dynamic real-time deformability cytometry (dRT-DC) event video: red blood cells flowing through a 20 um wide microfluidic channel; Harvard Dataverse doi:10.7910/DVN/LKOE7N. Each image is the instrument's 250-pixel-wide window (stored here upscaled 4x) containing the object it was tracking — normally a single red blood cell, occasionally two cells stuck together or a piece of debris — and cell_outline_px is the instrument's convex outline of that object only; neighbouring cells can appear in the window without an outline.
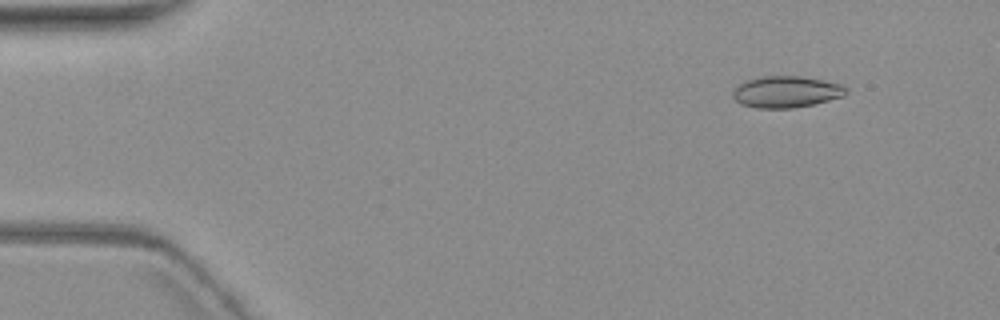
{"species": "common noctule bat (a hibernating species)", "species_latin": "Nyctalus noctula", "temperature_condition": "warm", "stored_images_in_passage": 4, "camera_frame_rate_fps": 3000, "um_per_image_px": 0.085, "animal": {"sex": "female", "body_mass_g": 19.3, "forearm_length_mm": 54.1}, "frame": {"image": 1, "passage_image": 1, "time_ms": 0.0, "image_size_px": [1000, 320], "cell_outline_px": [[848, 92], [844, 96], [812, 104], [792, 108], [756, 108], [740, 104], [732, 96], [732, 92], [740, 84], [748, 80], [764, 76], [800, 76], [824, 80], [840, 84], [848, 88]], "centroid_in_image_um": [66.84, 7.81], "position_along_channel_um": 18.2, "area_um2": 20.69}}
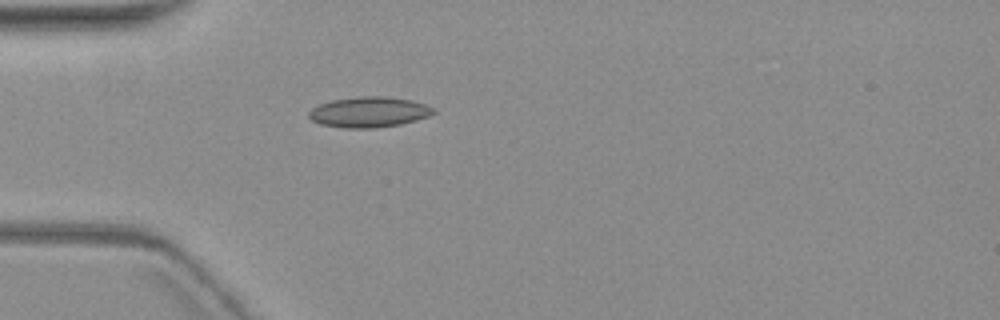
{"frame": {"image": 2, "passage_image": 4, "time_ms": 3.667, "image_size_px": [1000, 320], "cell_outline_px": [[436, 112], [428, 116], [416, 120], [400, 124], [376, 128], [344, 128], [320, 124], [312, 120], [308, 116], [308, 112], [312, 108], [320, 104], [332, 100], [360, 96], [384, 96], [412, 100], [436, 108]], "centroid_in_image_um": [31.37, 9.52], "position_along_channel_um": 53.6, "area_um2": 22.2}}